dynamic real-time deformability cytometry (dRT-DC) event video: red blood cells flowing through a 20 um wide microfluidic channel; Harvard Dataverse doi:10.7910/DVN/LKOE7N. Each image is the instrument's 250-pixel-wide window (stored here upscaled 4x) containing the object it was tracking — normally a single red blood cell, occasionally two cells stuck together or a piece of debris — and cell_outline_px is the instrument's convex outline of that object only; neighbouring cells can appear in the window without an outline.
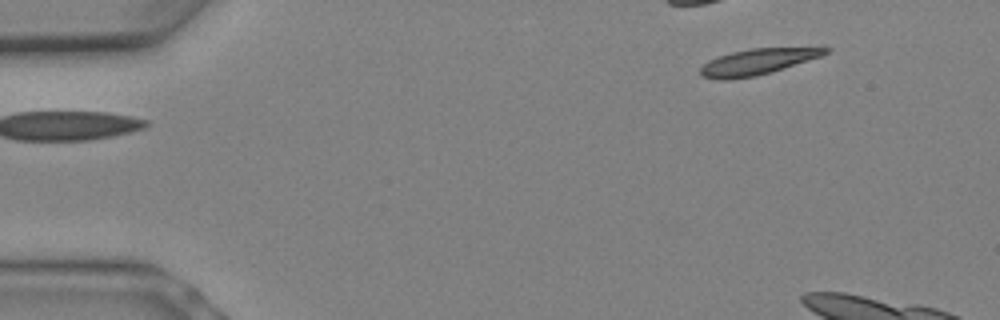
{"species": "Egyptian fruit bat (a non-hibernating species)", "species_latin": "Rousettus aegyptiacus", "temperature_condition": "warm", "stored_images_in_passage": 5, "camera_frame_rate_fps": 3000, "um_per_image_px": 0.085, "animal": {"sex": "female"}, "frame": {"image": 1, "passage_image": 1, "time_ms": 0.0, "image_size_px": [1000, 320], "cell_outline_px": [[832, 48], [828, 52], [820, 56], [772, 72], [756, 76], [728, 80], [720, 80], [700, 76], [700, 68], [708, 60], [732, 52], [752, 48], [820, 44]], "centroid_in_image_um": [64.54, 5.19], "position_along_channel_um": 20.5, "area_um2": 19.77}}